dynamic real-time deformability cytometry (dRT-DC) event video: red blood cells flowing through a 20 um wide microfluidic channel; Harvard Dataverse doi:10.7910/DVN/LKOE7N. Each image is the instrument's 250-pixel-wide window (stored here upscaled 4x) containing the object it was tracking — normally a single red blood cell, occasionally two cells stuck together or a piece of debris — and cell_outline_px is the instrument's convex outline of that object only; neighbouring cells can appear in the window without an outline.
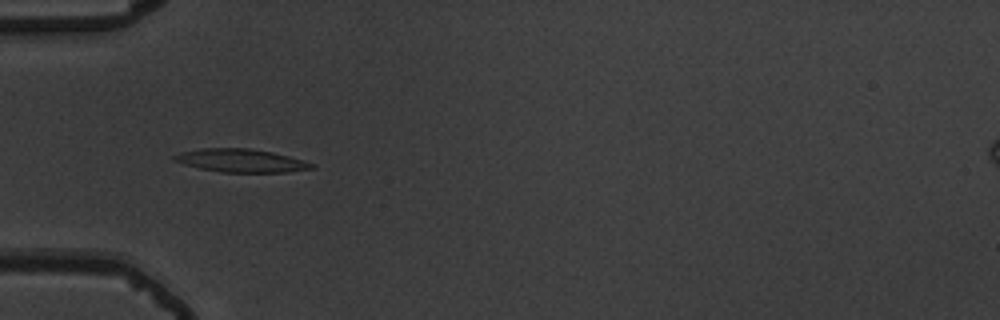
{"species": "common noctule bat (a hibernating species)", "species_latin": "Nyctalus noctula", "temperature_condition": "warm", "stored_images_in_passage": 42, "camera_frame_rate_fps": 3000, "um_per_image_px": 0.085, "animal": {"sex": "male", "body_mass_g": 19.5, "forearm_length_mm": 54.6}, "frame": {"image": 1, "passage_image": 6, "time_ms": 1.667, "image_size_px": [1000, 320], "cell_outline_px": [[316, 168], [288, 172], [220, 172], [200, 168], [184, 164], [172, 160], [172, 156], [180, 152], [204, 148], [248, 148], [272, 152], [288, 156], [316, 164]], "centroid_in_image_um": [20.49, 13.65], "position_along_channel_um": 64.5, "area_um2": 18.55}}
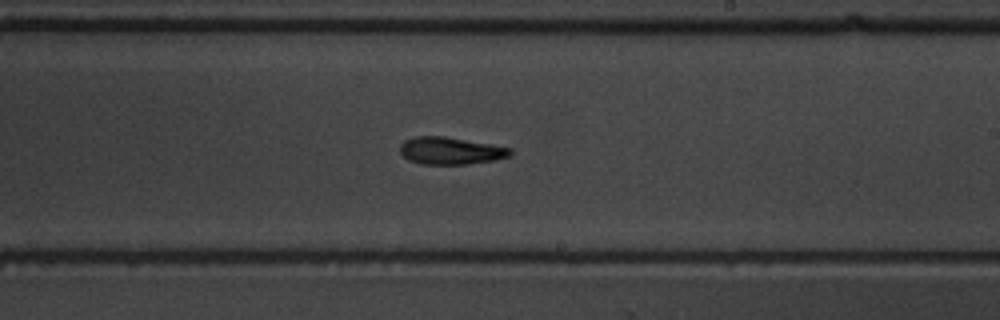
{"frame": {"image": 2, "passage_image": 21, "time_ms": 6.667, "image_size_px": [1000, 320], "cell_outline_px": [[512, 156], [496, 160], [468, 164], [420, 164], [408, 160], [400, 152], [400, 144], [404, 140], [412, 136], [444, 136], [512, 148]], "centroid_in_image_um": [38.29, 12.81], "position_along_channel_um": 250.7, "area_um2": 17.69}}
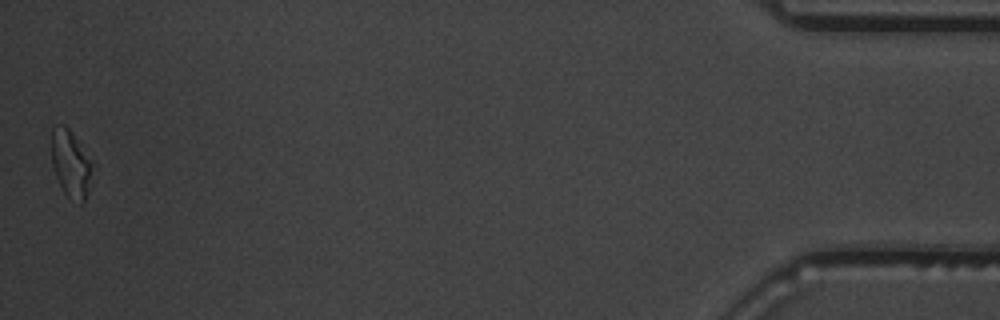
{"frame": {"image": 3, "passage_image": 42, "time_ms": 13.667, "image_size_px": [1000, 320], "cell_outline_px": [[92, 164], [88, 192], [84, 204], [80, 204], [68, 196], [64, 192], [56, 176], [52, 164], [52, 128], [60, 124], [64, 124], [72, 132], [92, 160]], "centroid_in_image_um": [6.02, 13.92], "position_along_channel_um": 429.2, "area_um2": 15.9}, "authors_computed_cell_mechanics": {"area_um2": 17.2822, "velocity_mm_per_s": 3.7806, "shape_relaxation_time_tau1_ms": 6.1797, "shape_relaxation_time_tau2_ms": 10.3976, "deformation_change_tau1": 0.2187, "deformation_change_tau2": 0.2343}}